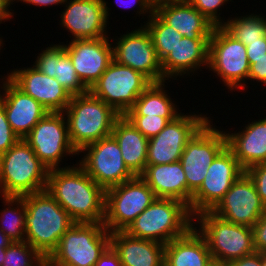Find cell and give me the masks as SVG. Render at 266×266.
Listing matches in <instances>:
<instances>
[{
    "label": "cell",
    "instance_id": "1",
    "mask_svg": "<svg viewBox=\"0 0 266 266\" xmlns=\"http://www.w3.org/2000/svg\"><path fill=\"white\" fill-rule=\"evenodd\" d=\"M46 190L75 222L103 223L106 190L78 163L49 170Z\"/></svg>",
    "mask_w": 266,
    "mask_h": 266
},
{
    "label": "cell",
    "instance_id": "2",
    "mask_svg": "<svg viewBox=\"0 0 266 266\" xmlns=\"http://www.w3.org/2000/svg\"><path fill=\"white\" fill-rule=\"evenodd\" d=\"M23 198L26 208L25 241L47 259L75 221L46 189L23 195Z\"/></svg>",
    "mask_w": 266,
    "mask_h": 266
},
{
    "label": "cell",
    "instance_id": "3",
    "mask_svg": "<svg viewBox=\"0 0 266 266\" xmlns=\"http://www.w3.org/2000/svg\"><path fill=\"white\" fill-rule=\"evenodd\" d=\"M63 113L66 116L70 142L77 152L110 136L116 120L121 116L90 91L72 96Z\"/></svg>",
    "mask_w": 266,
    "mask_h": 266
},
{
    "label": "cell",
    "instance_id": "4",
    "mask_svg": "<svg viewBox=\"0 0 266 266\" xmlns=\"http://www.w3.org/2000/svg\"><path fill=\"white\" fill-rule=\"evenodd\" d=\"M194 226L189 207L176 199L156 198L125 230L132 237L166 245Z\"/></svg>",
    "mask_w": 266,
    "mask_h": 266
},
{
    "label": "cell",
    "instance_id": "5",
    "mask_svg": "<svg viewBox=\"0 0 266 266\" xmlns=\"http://www.w3.org/2000/svg\"><path fill=\"white\" fill-rule=\"evenodd\" d=\"M48 168L24 139L0 155V196H23L46 189Z\"/></svg>",
    "mask_w": 266,
    "mask_h": 266
},
{
    "label": "cell",
    "instance_id": "6",
    "mask_svg": "<svg viewBox=\"0 0 266 266\" xmlns=\"http://www.w3.org/2000/svg\"><path fill=\"white\" fill-rule=\"evenodd\" d=\"M194 227L205 238L215 264L227 265L256 252L252 228L227 222L211 211L194 216Z\"/></svg>",
    "mask_w": 266,
    "mask_h": 266
},
{
    "label": "cell",
    "instance_id": "7",
    "mask_svg": "<svg viewBox=\"0 0 266 266\" xmlns=\"http://www.w3.org/2000/svg\"><path fill=\"white\" fill-rule=\"evenodd\" d=\"M110 234L103 223L75 222L47 259L56 266H95L110 246Z\"/></svg>",
    "mask_w": 266,
    "mask_h": 266
},
{
    "label": "cell",
    "instance_id": "8",
    "mask_svg": "<svg viewBox=\"0 0 266 266\" xmlns=\"http://www.w3.org/2000/svg\"><path fill=\"white\" fill-rule=\"evenodd\" d=\"M208 71L217 74L231 92L244 91L250 71L246 46L222 26H215L209 40ZM247 79V80H246Z\"/></svg>",
    "mask_w": 266,
    "mask_h": 266
},
{
    "label": "cell",
    "instance_id": "9",
    "mask_svg": "<svg viewBox=\"0 0 266 266\" xmlns=\"http://www.w3.org/2000/svg\"><path fill=\"white\" fill-rule=\"evenodd\" d=\"M155 199L152 189L140 176L106 189L105 228L110 233L125 231Z\"/></svg>",
    "mask_w": 266,
    "mask_h": 266
},
{
    "label": "cell",
    "instance_id": "10",
    "mask_svg": "<svg viewBox=\"0 0 266 266\" xmlns=\"http://www.w3.org/2000/svg\"><path fill=\"white\" fill-rule=\"evenodd\" d=\"M151 83L141 72L113 59L89 91L120 115H124Z\"/></svg>",
    "mask_w": 266,
    "mask_h": 266
},
{
    "label": "cell",
    "instance_id": "11",
    "mask_svg": "<svg viewBox=\"0 0 266 266\" xmlns=\"http://www.w3.org/2000/svg\"><path fill=\"white\" fill-rule=\"evenodd\" d=\"M23 139L48 170L65 168L60 166L64 157L79 155L70 142L63 112H48Z\"/></svg>",
    "mask_w": 266,
    "mask_h": 266
},
{
    "label": "cell",
    "instance_id": "12",
    "mask_svg": "<svg viewBox=\"0 0 266 266\" xmlns=\"http://www.w3.org/2000/svg\"><path fill=\"white\" fill-rule=\"evenodd\" d=\"M181 112L156 136L149 138L147 164H170L179 161L187 143L210 120L206 115Z\"/></svg>",
    "mask_w": 266,
    "mask_h": 266
},
{
    "label": "cell",
    "instance_id": "13",
    "mask_svg": "<svg viewBox=\"0 0 266 266\" xmlns=\"http://www.w3.org/2000/svg\"><path fill=\"white\" fill-rule=\"evenodd\" d=\"M78 153L84 155L77 163L105 190L135 177L126 167L112 135L85 146Z\"/></svg>",
    "mask_w": 266,
    "mask_h": 266
},
{
    "label": "cell",
    "instance_id": "14",
    "mask_svg": "<svg viewBox=\"0 0 266 266\" xmlns=\"http://www.w3.org/2000/svg\"><path fill=\"white\" fill-rule=\"evenodd\" d=\"M211 120L187 143L179 160L192 195L201 186L209 165L227 146L225 131L213 126Z\"/></svg>",
    "mask_w": 266,
    "mask_h": 266
},
{
    "label": "cell",
    "instance_id": "15",
    "mask_svg": "<svg viewBox=\"0 0 266 266\" xmlns=\"http://www.w3.org/2000/svg\"><path fill=\"white\" fill-rule=\"evenodd\" d=\"M243 172L233 152L226 146L209 165L201 186L193 193L191 215L212 211Z\"/></svg>",
    "mask_w": 266,
    "mask_h": 266
},
{
    "label": "cell",
    "instance_id": "16",
    "mask_svg": "<svg viewBox=\"0 0 266 266\" xmlns=\"http://www.w3.org/2000/svg\"><path fill=\"white\" fill-rule=\"evenodd\" d=\"M116 37L110 39L114 41L113 44L115 43L112 44L115 61L141 72L152 83L164 82L161 61L155 51L151 35L142 23L138 29Z\"/></svg>",
    "mask_w": 266,
    "mask_h": 266
},
{
    "label": "cell",
    "instance_id": "17",
    "mask_svg": "<svg viewBox=\"0 0 266 266\" xmlns=\"http://www.w3.org/2000/svg\"><path fill=\"white\" fill-rule=\"evenodd\" d=\"M107 3L105 0H66L59 25L71 33V40L108 37L111 9Z\"/></svg>",
    "mask_w": 266,
    "mask_h": 266
},
{
    "label": "cell",
    "instance_id": "18",
    "mask_svg": "<svg viewBox=\"0 0 266 266\" xmlns=\"http://www.w3.org/2000/svg\"><path fill=\"white\" fill-rule=\"evenodd\" d=\"M211 212L227 222L252 228L266 212V207L252 179L243 172Z\"/></svg>",
    "mask_w": 266,
    "mask_h": 266
},
{
    "label": "cell",
    "instance_id": "19",
    "mask_svg": "<svg viewBox=\"0 0 266 266\" xmlns=\"http://www.w3.org/2000/svg\"><path fill=\"white\" fill-rule=\"evenodd\" d=\"M64 48L79 79L88 89L113 60V46L109 36L100 39L71 40Z\"/></svg>",
    "mask_w": 266,
    "mask_h": 266
},
{
    "label": "cell",
    "instance_id": "20",
    "mask_svg": "<svg viewBox=\"0 0 266 266\" xmlns=\"http://www.w3.org/2000/svg\"><path fill=\"white\" fill-rule=\"evenodd\" d=\"M0 83V104L4 107L11 128L23 139L49 111L7 75L3 76Z\"/></svg>",
    "mask_w": 266,
    "mask_h": 266
},
{
    "label": "cell",
    "instance_id": "21",
    "mask_svg": "<svg viewBox=\"0 0 266 266\" xmlns=\"http://www.w3.org/2000/svg\"><path fill=\"white\" fill-rule=\"evenodd\" d=\"M31 66L10 70L7 76L49 112H64L72 96L55 77H49Z\"/></svg>",
    "mask_w": 266,
    "mask_h": 266
},
{
    "label": "cell",
    "instance_id": "22",
    "mask_svg": "<svg viewBox=\"0 0 266 266\" xmlns=\"http://www.w3.org/2000/svg\"><path fill=\"white\" fill-rule=\"evenodd\" d=\"M154 12L189 39H210L215 27L187 0H156Z\"/></svg>",
    "mask_w": 266,
    "mask_h": 266
},
{
    "label": "cell",
    "instance_id": "23",
    "mask_svg": "<svg viewBox=\"0 0 266 266\" xmlns=\"http://www.w3.org/2000/svg\"><path fill=\"white\" fill-rule=\"evenodd\" d=\"M227 147L244 171L248 168L266 163V116L249 122L234 133L225 131Z\"/></svg>",
    "mask_w": 266,
    "mask_h": 266
},
{
    "label": "cell",
    "instance_id": "24",
    "mask_svg": "<svg viewBox=\"0 0 266 266\" xmlns=\"http://www.w3.org/2000/svg\"><path fill=\"white\" fill-rule=\"evenodd\" d=\"M210 39H189L182 37L180 42L161 62L164 81L182 78L205 66L208 68ZM181 76V77H180Z\"/></svg>",
    "mask_w": 266,
    "mask_h": 266
},
{
    "label": "cell",
    "instance_id": "25",
    "mask_svg": "<svg viewBox=\"0 0 266 266\" xmlns=\"http://www.w3.org/2000/svg\"><path fill=\"white\" fill-rule=\"evenodd\" d=\"M140 177L152 189L156 198L179 200L189 207L191 213L192 194L187 190V180L180 161L146 165Z\"/></svg>",
    "mask_w": 266,
    "mask_h": 266
},
{
    "label": "cell",
    "instance_id": "26",
    "mask_svg": "<svg viewBox=\"0 0 266 266\" xmlns=\"http://www.w3.org/2000/svg\"><path fill=\"white\" fill-rule=\"evenodd\" d=\"M110 246L118 254L122 266H164L165 245L157 241L115 231L110 234Z\"/></svg>",
    "mask_w": 266,
    "mask_h": 266
},
{
    "label": "cell",
    "instance_id": "27",
    "mask_svg": "<svg viewBox=\"0 0 266 266\" xmlns=\"http://www.w3.org/2000/svg\"><path fill=\"white\" fill-rule=\"evenodd\" d=\"M63 43L51 44L42 50L33 66L43 74L55 77L71 96L86 93L89 89L81 82L75 72Z\"/></svg>",
    "mask_w": 266,
    "mask_h": 266
},
{
    "label": "cell",
    "instance_id": "28",
    "mask_svg": "<svg viewBox=\"0 0 266 266\" xmlns=\"http://www.w3.org/2000/svg\"><path fill=\"white\" fill-rule=\"evenodd\" d=\"M164 266H212L213 258L205 238L194 226L164 248Z\"/></svg>",
    "mask_w": 266,
    "mask_h": 266
},
{
    "label": "cell",
    "instance_id": "29",
    "mask_svg": "<svg viewBox=\"0 0 266 266\" xmlns=\"http://www.w3.org/2000/svg\"><path fill=\"white\" fill-rule=\"evenodd\" d=\"M111 135L119 144L126 167L134 176H141L146 169L149 139L124 115L116 120Z\"/></svg>",
    "mask_w": 266,
    "mask_h": 266
},
{
    "label": "cell",
    "instance_id": "30",
    "mask_svg": "<svg viewBox=\"0 0 266 266\" xmlns=\"http://www.w3.org/2000/svg\"><path fill=\"white\" fill-rule=\"evenodd\" d=\"M165 83L167 82L151 83L124 116L156 115L163 118H176L179 116L181 112L179 113L177 104L170 98L169 92L165 90Z\"/></svg>",
    "mask_w": 266,
    "mask_h": 266
},
{
    "label": "cell",
    "instance_id": "31",
    "mask_svg": "<svg viewBox=\"0 0 266 266\" xmlns=\"http://www.w3.org/2000/svg\"><path fill=\"white\" fill-rule=\"evenodd\" d=\"M0 197L4 203V209L0 212V230L11 242H24L26 208L23 196Z\"/></svg>",
    "mask_w": 266,
    "mask_h": 266
},
{
    "label": "cell",
    "instance_id": "32",
    "mask_svg": "<svg viewBox=\"0 0 266 266\" xmlns=\"http://www.w3.org/2000/svg\"><path fill=\"white\" fill-rule=\"evenodd\" d=\"M222 27L245 46L248 42L260 41V38L266 37V18L263 14L230 17Z\"/></svg>",
    "mask_w": 266,
    "mask_h": 266
},
{
    "label": "cell",
    "instance_id": "33",
    "mask_svg": "<svg viewBox=\"0 0 266 266\" xmlns=\"http://www.w3.org/2000/svg\"><path fill=\"white\" fill-rule=\"evenodd\" d=\"M146 22L144 26L149 31L157 56L162 62L183 36L166 24L155 12Z\"/></svg>",
    "mask_w": 266,
    "mask_h": 266
},
{
    "label": "cell",
    "instance_id": "34",
    "mask_svg": "<svg viewBox=\"0 0 266 266\" xmlns=\"http://www.w3.org/2000/svg\"><path fill=\"white\" fill-rule=\"evenodd\" d=\"M45 258L26 241L12 242L6 247L5 260L1 266H40Z\"/></svg>",
    "mask_w": 266,
    "mask_h": 266
},
{
    "label": "cell",
    "instance_id": "35",
    "mask_svg": "<svg viewBox=\"0 0 266 266\" xmlns=\"http://www.w3.org/2000/svg\"><path fill=\"white\" fill-rule=\"evenodd\" d=\"M134 127L140 131L146 138L158 135L168 122L175 118H163L160 116H125Z\"/></svg>",
    "mask_w": 266,
    "mask_h": 266
},
{
    "label": "cell",
    "instance_id": "36",
    "mask_svg": "<svg viewBox=\"0 0 266 266\" xmlns=\"http://www.w3.org/2000/svg\"><path fill=\"white\" fill-rule=\"evenodd\" d=\"M194 6L205 18H207L214 26H222L225 18L221 19L220 8L233 0H187ZM219 13V14H218Z\"/></svg>",
    "mask_w": 266,
    "mask_h": 266
},
{
    "label": "cell",
    "instance_id": "37",
    "mask_svg": "<svg viewBox=\"0 0 266 266\" xmlns=\"http://www.w3.org/2000/svg\"><path fill=\"white\" fill-rule=\"evenodd\" d=\"M20 140L7 121L4 107L0 104V155L7 152Z\"/></svg>",
    "mask_w": 266,
    "mask_h": 266
},
{
    "label": "cell",
    "instance_id": "38",
    "mask_svg": "<svg viewBox=\"0 0 266 266\" xmlns=\"http://www.w3.org/2000/svg\"><path fill=\"white\" fill-rule=\"evenodd\" d=\"M252 179L257 194L266 207V163H261L248 168L245 171Z\"/></svg>",
    "mask_w": 266,
    "mask_h": 266
},
{
    "label": "cell",
    "instance_id": "39",
    "mask_svg": "<svg viewBox=\"0 0 266 266\" xmlns=\"http://www.w3.org/2000/svg\"><path fill=\"white\" fill-rule=\"evenodd\" d=\"M248 62L250 64L248 80L266 86V53L260 58H248Z\"/></svg>",
    "mask_w": 266,
    "mask_h": 266
},
{
    "label": "cell",
    "instance_id": "40",
    "mask_svg": "<svg viewBox=\"0 0 266 266\" xmlns=\"http://www.w3.org/2000/svg\"><path fill=\"white\" fill-rule=\"evenodd\" d=\"M155 1L156 0H116L115 2L118 6L123 7V9L136 6V14H139V16L142 15L144 20V15L146 16L149 13L147 15V18H149L154 13Z\"/></svg>",
    "mask_w": 266,
    "mask_h": 266
},
{
    "label": "cell",
    "instance_id": "41",
    "mask_svg": "<svg viewBox=\"0 0 266 266\" xmlns=\"http://www.w3.org/2000/svg\"><path fill=\"white\" fill-rule=\"evenodd\" d=\"M252 230L256 252H266V212L252 226Z\"/></svg>",
    "mask_w": 266,
    "mask_h": 266
},
{
    "label": "cell",
    "instance_id": "42",
    "mask_svg": "<svg viewBox=\"0 0 266 266\" xmlns=\"http://www.w3.org/2000/svg\"><path fill=\"white\" fill-rule=\"evenodd\" d=\"M95 266H122L118 254L109 246L99 257Z\"/></svg>",
    "mask_w": 266,
    "mask_h": 266
},
{
    "label": "cell",
    "instance_id": "43",
    "mask_svg": "<svg viewBox=\"0 0 266 266\" xmlns=\"http://www.w3.org/2000/svg\"><path fill=\"white\" fill-rule=\"evenodd\" d=\"M247 58H260L266 53V37L260 41L248 42L246 46Z\"/></svg>",
    "mask_w": 266,
    "mask_h": 266
},
{
    "label": "cell",
    "instance_id": "44",
    "mask_svg": "<svg viewBox=\"0 0 266 266\" xmlns=\"http://www.w3.org/2000/svg\"><path fill=\"white\" fill-rule=\"evenodd\" d=\"M227 266H262L261 253L255 252L253 254L243 256L239 259L231 261Z\"/></svg>",
    "mask_w": 266,
    "mask_h": 266
},
{
    "label": "cell",
    "instance_id": "45",
    "mask_svg": "<svg viewBox=\"0 0 266 266\" xmlns=\"http://www.w3.org/2000/svg\"><path fill=\"white\" fill-rule=\"evenodd\" d=\"M13 2L14 0H0V24L13 18L14 12L11 11L14 10L10 9Z\"/></svg>",
    "mask_w": 266,
    "mask_h": 266
},
{
    "label": "cell",
    "instance_id": "46",
    "mask_svg": "<svg viewBox=\"0 0 266 266\" xmlns=\"http://www.w3.org/2000/svg\"><path fill=\"white\" fill-rule=\"evenodd\" d=\"M16 3L17 2H23L25 4H29L30 5H34V6H38V7H43L46 8L47 6L50 7L52 5H64L66 0H14Z\"/></svg>",
    "mask_w": 266,
    "mask_h": 266
},
{
    "label": "cell",
    "instance_id": "47",
    "mask_svg": "<svg viewBox=\"0 0 266 266\" xmlns=\"http://www.w3.org/2000/svg\"><path fill=\"white\" fill-rule=\"evenodd\" d=\"M11 243L10 239L0 230V248H6Z\"/></svg>",
    "mask_w": 266,
    "mask_h": 266
},
{
    "label": "cell",
    "instance_id": "48",
    "mask_svg": "<svg viewBox=\"0 0 266 266\" xmlns=\"http://www.w3.org/2000/svg\"><path fill=\"white\" fill-rule=\"evenodd\" d=\"M6 255V248H0V266L3 264Z\"/></svg>",
    "mask_w": 266,
    "mask_h": 266
},
{
    "label": "cell",
    "instance_id": "49",
    "mask_svg": "<svg viewBox=\"0 0 266 266\" xmlns=\"http://www.w3.org/2000/svg\"><path fill=\"white\" fill-rule=\"evenodd\" d=\"M40 266H56V265H54V264H53L52 262H50L48 259H44V260L41 262Z\"/></svg>",
    "mask_w": 266,
    "mask_h": 266
},
{
    "label": "cell",
    "instance_id": "50",
    "mask_svg": "<svg viewBox=\"0 0 266 266\" xmlns=\"http://www.w3.org/2000/svg\"><path fill=\"white\" fill-rule=\"evenodd\" d=\"M262 266H266V252H261Z\"/></svg>",
    "mask_w": 266,
    "mask_h": 266
},
{
    "label": "cell",
    "instance_id": "51",
    "mask_svg": "<svg viewBox=\"0 0 266 266\" xmlns=\"http://www.w3.org/2000/svg\"><path fill=\"white\" fill-rule=\"evenodd\" d=\"M2 45H4V43H3L2 36H1V37H0V51H1V48L3 47Z\"/></svg>",
    "mask_w": 266,
    "mask_h": 266
},
{
    "label": "cell",
    "instance_id": "52",
    "mask_svg": "<svg viewBox=\"0 0 266 266\" xmlns=\"http://www.w3.org/2000/svg\"><path fill=\"white\" fill-rule=\"evenodd\" d=\"M212 266H227V265H223V264H213Z\"/></svg>",
    "mask_w": 266,
    "mask_h": 266
}]
</instances>
